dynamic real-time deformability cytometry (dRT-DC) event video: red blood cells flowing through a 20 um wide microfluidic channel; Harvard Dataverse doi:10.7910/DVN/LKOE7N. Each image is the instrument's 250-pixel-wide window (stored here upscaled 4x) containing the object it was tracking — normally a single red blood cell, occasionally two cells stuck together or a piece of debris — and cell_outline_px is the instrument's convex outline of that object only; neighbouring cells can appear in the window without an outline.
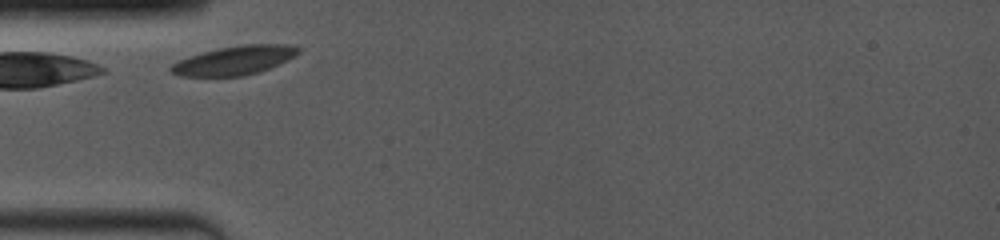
{"species": "common noctule bat (a hibernating species)", "species_latin": "Nyctalus noctula", "temperature_condition": "room temperature", "stored_images_in_passage": 26, "camera_frame_rate_fps": 4000, "um_per_image_px": 0.085, "animal": {"sex": "female", "body_mass_g": 19.0, "forearm_length_mm": 53.3}, "frame": {"image": 1, "passage_image": 1, "time_ms": 0.0, "image_size_px": [1000, 240], "cell_outline_px": [[300, 52], [288, 60], [280, 64], [260, 72], [244, 76], [180, 76], [168, 72], [168, 68], [172, 64], [188, 56], [200, 52], [220, 48], [244, 44], [288, 44], [300, 48]], "centroid_in_image_um": [19.92, 5.14], "position_along_channel_um": 65.1, "area_um2": 21.68}}
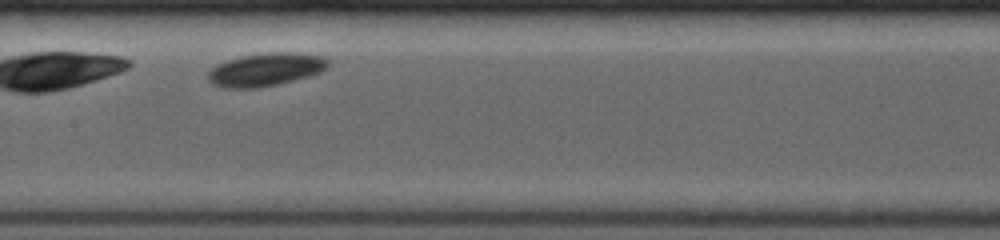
{"frame": {"image": 2, "passage_image": 10, "time_ms": 3.25, "image_size_px": [1000, 240], "cell_outline_px": [[328, 68], [320, 72], [308, 76], [276, 84], [256, 88], [224, 88], [212, 84], [208, 80], [208, 72], [216, 64], [228, 60], [244, 56], [272, 52], [292, 52], [320, 56], [328, 60]], "centroid_in_image_um": [22.55, 5.92], "position_along_channel_um": 184.8, "area_um2": 22.83}}
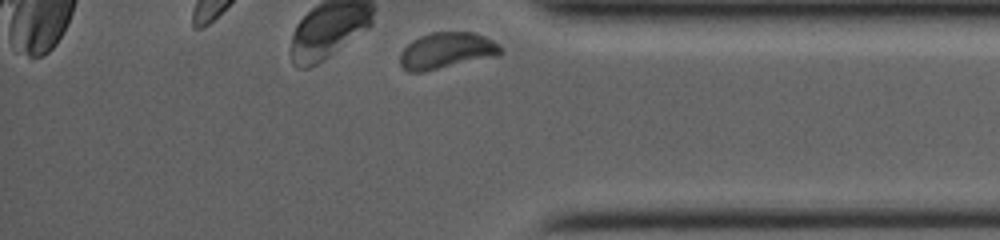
{"frame": {"image": 3, "passage_image": 26, "time_ms": 9.0, "image_size_px": [1000, 240], "cell_outline_px": [[504, 52], [496, 56], [424, 72], [408, 72], [400, 64], [400, 52], [412, 40], [420, 36], [432, 32], [472, 32], [484, 36], [500, 44], [504, 48]], "centroid_in_image_um": [37.98, 4.3], "position_along_channel_um": 397.2, "area_um2": 21.39}, "authors_computed_cell_mechanics": {"area_um2": 21.2126, "velocity_mm_per_s": 3.7217, "shape_relaxation_time_tau1_ms": 7.8327, "shape_relaxation_time_tau2_ms": null, "deformation_change_tau1": 0.1499, "deformation_change_tau2": null}}